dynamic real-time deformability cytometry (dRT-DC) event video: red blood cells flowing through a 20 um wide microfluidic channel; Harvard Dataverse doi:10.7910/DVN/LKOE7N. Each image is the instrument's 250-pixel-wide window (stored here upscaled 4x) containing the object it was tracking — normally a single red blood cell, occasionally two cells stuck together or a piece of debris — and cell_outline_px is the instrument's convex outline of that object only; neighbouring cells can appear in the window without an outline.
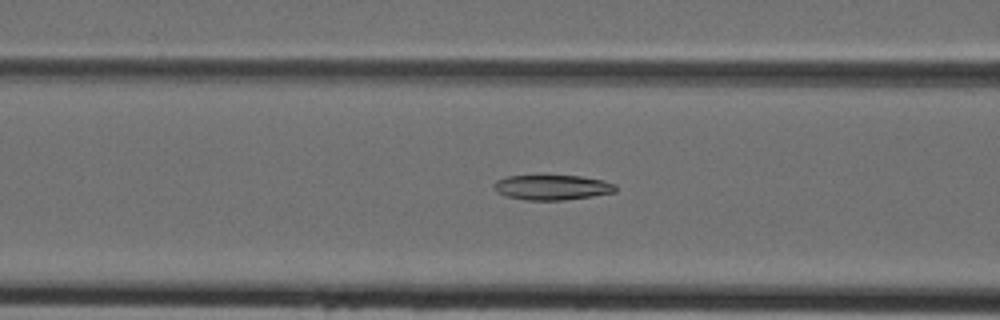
{"species": "Egyptian fruit bat (a non-hibernating species)", "species_latin": "Rousettus aegyptiacus", "temperature_condition": "cold", "stored_images_in_passage": 39, "segment_of_instrument_passage": [1, 2], "camera_frame_rate_fps": 3000, "um_per_image_px": 0.085, "animal": {"sex": "female"}, "frame": {"image": 1, "passage_image": 12, "time_ms": 3.667, "image_size_px": [1000, 320], "cell_outline_px": [[616, 192], [592, 196], [564, 200], [524, 200], [504, 196], [496, 192], [492, 184], [496, 180], [508, 176], [580, 176], [600, 180], [616, 184]], "centroid_in_image_um": [46.89, 15.94], "position_along_channel_um": 119.7, "area_um2": 17.74}}
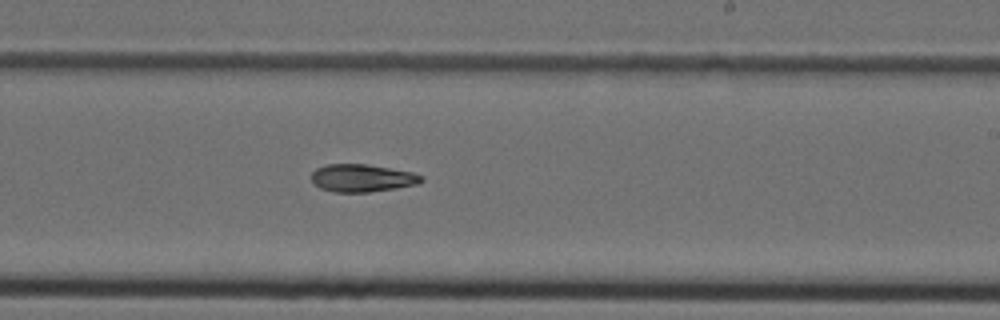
{"frame": {"image": 2, "passage_image": 21, "time_ms": 6.667, "image_size_px": [1000, 320], "cell_outline_px": [[424, 180], [420, 184], [396, 188], [368, 192], [332, 192], [320, 188], [312, 184], [312, 172], [316, 168], [324, 164], [368, 164], [412, 172], [424, 176]], "centroid_in_image_um": [30.78, 15.13], "position_along_channel_um": 258.2, "area_um2": 17.98}}
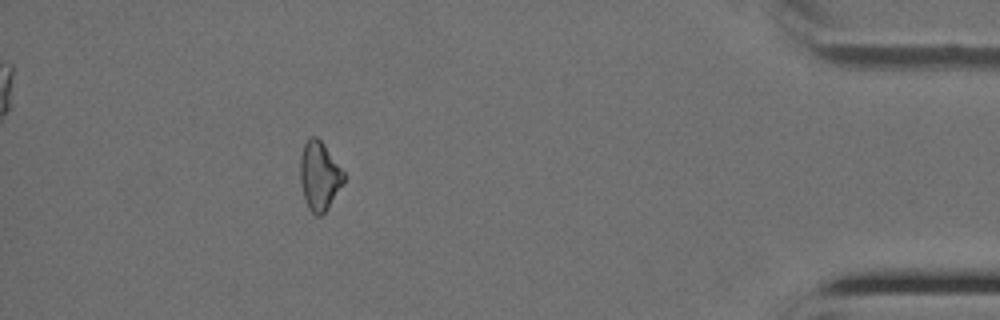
{"frame": {"image": 3, "passage_image": 34, "time_ms": 11.0, "image_size_px": [1000, 320], "cell_outline_px": [[344, 184], [328, 208], [320, 216], [316, 216], [308, 208], [300, 184], [300, 156], [304, 144], [308, 136], [316, 136], [324, 144], [344, 172]], "centroid_in_image_um": [27.14, 14.94], "position_along_channel_um": 408.1, "area_um2": 17.57}}